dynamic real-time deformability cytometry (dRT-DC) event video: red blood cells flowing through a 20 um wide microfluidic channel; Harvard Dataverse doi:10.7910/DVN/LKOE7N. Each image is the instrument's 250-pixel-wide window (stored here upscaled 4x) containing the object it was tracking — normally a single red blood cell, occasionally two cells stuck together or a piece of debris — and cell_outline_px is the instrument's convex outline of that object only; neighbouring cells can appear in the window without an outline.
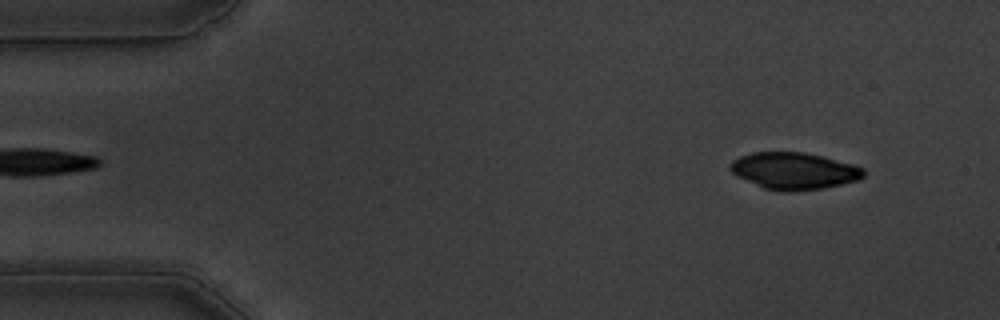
{"species": "common noctule bat (a hibernating species)", "species_latin": "Nyctalus noctula", "temperature_condition": "warm", "stored_images_in_passage": 53, "camera_frame_rate_fps": 3000, "um_per_image_px": 0.085, "animal": {"sex": "male", "body_mass_g": 19.5, "forearm_length_mm": 54.6}, "frame": {"image": 1, "passage_image": 2, "time_ms": 0.333, "image_size_px": [1000, 320], "cell_outline_px": [[864, 176], [856, 180], [824, 188], [796, 192], [784, 192], [764, 188], [736, 176], [728, 168], [728, 164], [732, 160], [740, 156], [752, 152], [804, 152], [824, 156], [856, 164], [864, 168]], "centroid_in_image_um": [67.48, 14.52], "position_along_channel_um": 17.5, "area_um2": 29.02}}
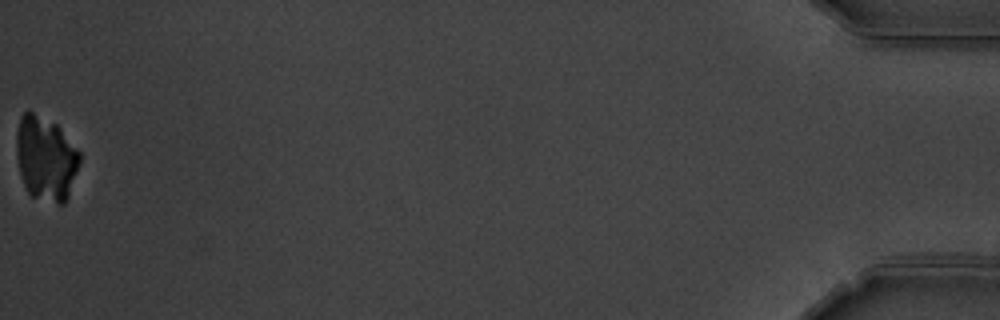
{"frame": {"image": 2, "passage_image": 53, "time_ms": 17.333, "image_size_px": [1000, 320], "cell_outline_px": [[80, 160], [68, 196], [64, 204], [56, 204], [32, 196], [28, 192], [20, 176], [16, 156], [16, 132], [20, 116], [28, 108], [56, 124], [60, 128], [80, 152]], "centroid_in_image_um": [3.86, 13.44], "position_along_channel_um": 431.3, "area_um2": 31.33}}